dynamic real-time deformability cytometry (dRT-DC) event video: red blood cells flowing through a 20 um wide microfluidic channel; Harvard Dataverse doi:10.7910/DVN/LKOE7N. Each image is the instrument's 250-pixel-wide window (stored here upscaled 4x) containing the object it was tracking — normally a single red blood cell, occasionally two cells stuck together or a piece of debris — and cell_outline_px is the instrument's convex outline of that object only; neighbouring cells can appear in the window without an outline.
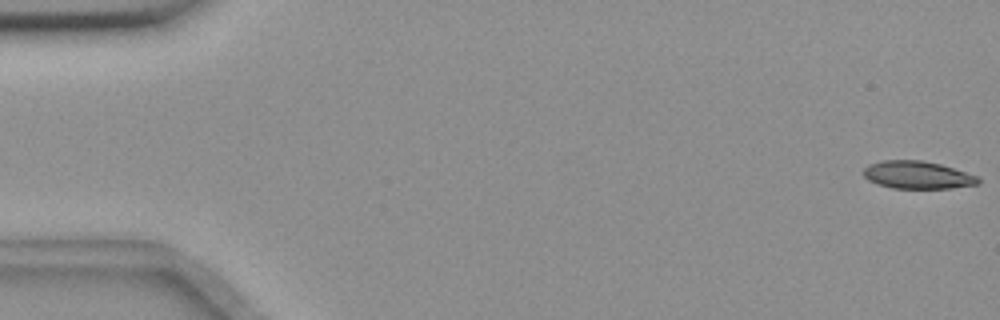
{"species": "common noctule bat (a hibernating species)", "species_latin": "Nyctalus noctula", "temperature_condition": "room temperature", "stored_images_in_passage": 56, "camera_frame_rate_fps": 3000, "um_per_image_px": 0.085, "animal": {"sex": "female", "body_mass_g": 18.4}, "frame": {"image": 1, "passage_image": 1, "time_ms": 0.0, "image_size_px": [1000, 320], "cell_outline_px": [[980, 184], [952, 188], [892, 188], [876, 184], [868, 180], [860, 172], [868, 164], [884, 160], [924, 160], [940, 164], [980, 176]], "centroid_in_image_um": [77.98, 14.87], "position_along_channel_um": 7.0, "area_um2": 18.79}}
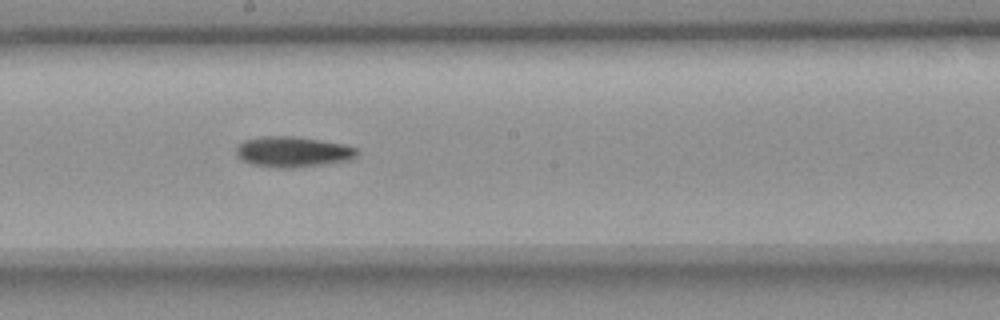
{"frame": {"image": 2, "passage_image": 31, "time_ms": 10.0, "image_size_px": [1000, 320], "cell_outline_px": [[356, 156], [348, 160], [292, 168], [276, 168], [252, 164], [236, 156], [236, 148], [244, 140], [264, 136], [288, 136], [320, 140], [344, 144], [356, 148]], "centroid_in_image_um": [24.85, 12.9], "position_along_channel_um": 223.4, "area_um2": 21.15}}
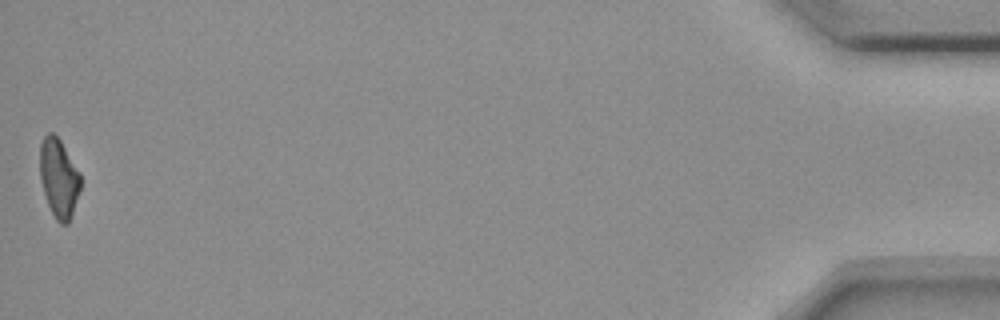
{"frame": {"image": 3, "passage_image": 56, "time_ms": 18.333, "image_size_px": [1000, 320], "cell_outline_px": [[80, 188], [68, 224], [60, 224], [56, 220], [48, 204], [44, 192], [40, 176], [40, 144], [44, 136], [48, 132], [52, 132], [60, 140], [80, 172]], "centroid_in_image_um": [4.99, 15.12], "position_along_channel_um": 430.2, "area_um2": 18.38}, "authors_computed_cell_mechanics": {"area_um2": 20.0277, "velocity_mm_per_s": 3.6454, "shape_relaxation_time_tau1_ms": 9.8092, "shape_relaxation_time_tau2_ms": null, "deformation_change_tau1": 0.1978, "deformation_change_tau2": null}}